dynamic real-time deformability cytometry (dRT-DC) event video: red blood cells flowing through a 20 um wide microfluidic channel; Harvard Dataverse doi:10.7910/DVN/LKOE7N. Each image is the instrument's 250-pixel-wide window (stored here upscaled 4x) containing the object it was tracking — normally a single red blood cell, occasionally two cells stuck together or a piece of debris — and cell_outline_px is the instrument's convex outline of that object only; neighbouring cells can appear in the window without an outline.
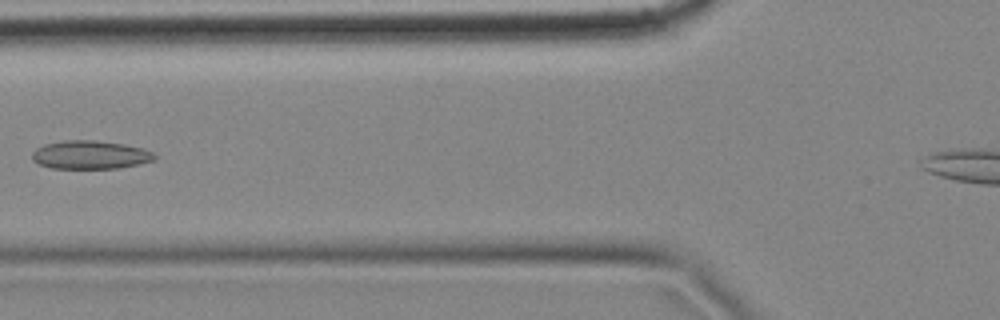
{"species": "common noctule bat (a hibernating species)", "species_latin": "Nyctalus noctula", "temperature_condition": "cold", "stored_images_in_passage": 7, "camera_frame_rate_fps": 3000, "um_per_image_px": 0.085, "animal": {"sex": "female", "body_mass_g": 18.4}, "frame": {"image": 1, "passage_image": 6, "time_ms": 1.667, "image_size_px": [1000, 320], "cell_outline_px": [[156, 160], [120, 168], [52, 168], [40, 164], [32, 160], [32, 152], [36, 148], [44, 144], [64, 140], [96, 140], [124, 144], [144, 148], [152, 152], [156, 156]], "centroid_in_image_um": [7.68, 13.15], "position_along_channel_um": 118.1, "area_um2": 20.35}}